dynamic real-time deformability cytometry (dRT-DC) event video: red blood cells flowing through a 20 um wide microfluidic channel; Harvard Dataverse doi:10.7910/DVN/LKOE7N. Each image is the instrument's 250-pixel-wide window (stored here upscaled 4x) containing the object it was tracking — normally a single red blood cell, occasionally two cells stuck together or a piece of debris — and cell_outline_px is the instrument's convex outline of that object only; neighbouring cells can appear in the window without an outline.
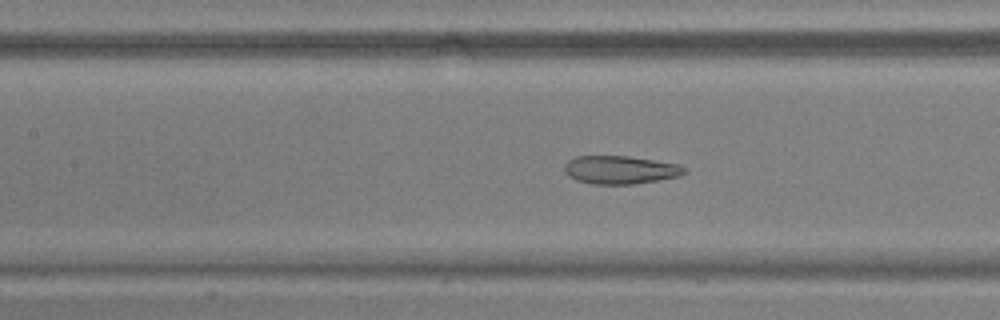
{"species": "common noctule bat (a hibernating species)", "species_latin": "Nyctalus noctula", "temperature_condition": "warm", "stored_images_in_passage": 54, "segment_of_instrument_passage": [1, 2], "camera_frame_rate_fps": 3000, "um_per_image_px": 0.085, "animal": {"sex": "male", "body_mass_g": 17.9, "forearm_length_mm": 54.2}, "frame": {"image": 1, "passage_image": 24, "time_ms": 7.667, "image_size_px": [1000, 320], "cell_outline_px": [[688, 172], [680, 176], [632, 184], [592, 184], [576, 180], [568, 176], [564, 172], [564, 164], [568, 160], [576, 156], [628, 156], [676, 164], [684, 168]], "centroid_in_image_um": [52.66, 14.44], "position_along_channel_um": 154.7, "area_um2": 19.59}}
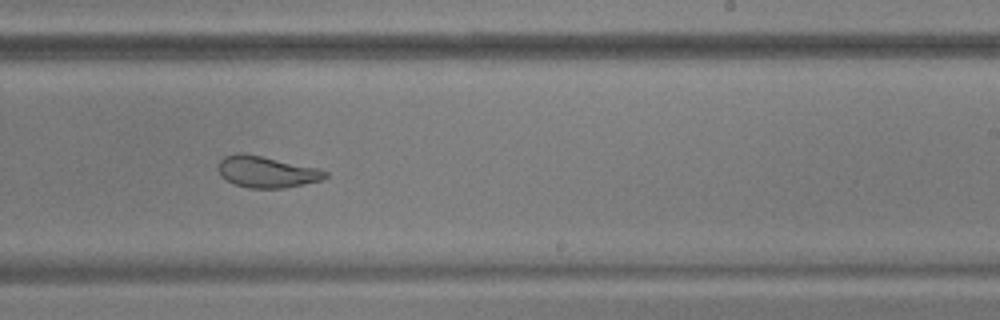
{"frame": {"image": 2, "passage_image": 33, "time_ms": 10.667, "image_size_px": [1000, 320], "cell_outline_px": [[328, 176], [320, 180], [304, 184], [284, 188], [248, 188], [232, 184], [220, 176], [216, 168], [216, 164], [224, 156], [240, 152], [320, 168], [328, 172]], "centroid_in_image_um": [22.61, 14.61], "position_along_channel_um": 266.4, "area_um2": 19.83}}
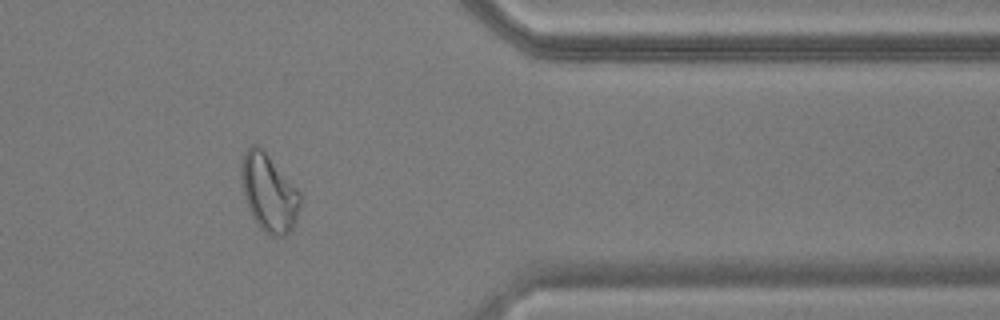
{"frame": {"image": 3, "passage_image": 44, "time_ms": 14.333, "image_size_px": [1000, 320], "cell_outline_px": [[300, 208], [296, 220], [292, 228], [284, 236], [272, 236], [264, 232], [252, 216], [240, 180], [240, 172], [244, 152], [252, 144], [256, 144], [268, 156], [300, 192]], "centroid_in_image_um": [22.85, 16.4], "position_along_channel_um": 388.5, "area_um2": 26.01}}